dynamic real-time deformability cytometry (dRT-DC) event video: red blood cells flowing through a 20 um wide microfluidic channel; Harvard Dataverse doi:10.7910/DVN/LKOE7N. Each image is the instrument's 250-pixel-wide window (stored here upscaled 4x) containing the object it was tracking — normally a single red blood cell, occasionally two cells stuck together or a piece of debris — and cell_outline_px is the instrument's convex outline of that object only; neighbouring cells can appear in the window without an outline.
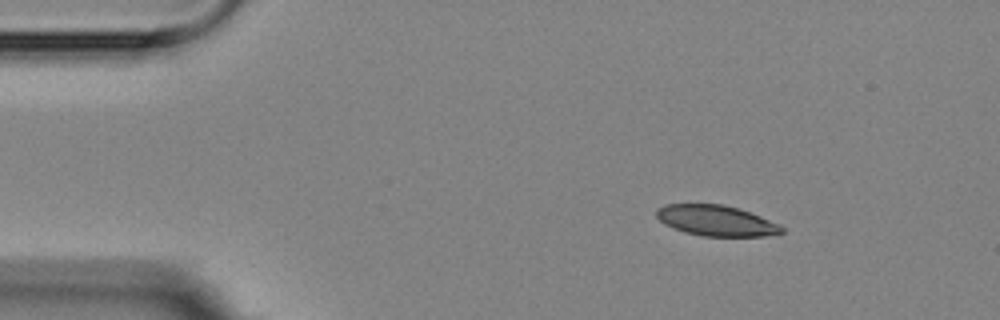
{"species": "Egyptian fruit bat (a non-hibernating species)", "species_latin": "Rousettus aegyptiacus", "temperature_condition": "room temperature", "stored_images_in_passage": 3, "camera_frame_rate_fps": 3000, "um_per_image_px": 0.085, "animal": {"sex": "female"}, "frame": {"image": 1, "passage_image": 1, "time_ms": 0.0, "image_size_px": [1000, 320], "cell_outline_px": [[784, 232], [764, 236], [704, 236], [684, 232], [672, 228], [664, 224], [656, 216], [656, 208], [664, 204], [724, 204], [740, 208], [780, 224], [784, 228]], "centroid_in_image_um": [60.86, 18.74], "position_along_channel_um": 24.1, "area_um2": 22.54}}
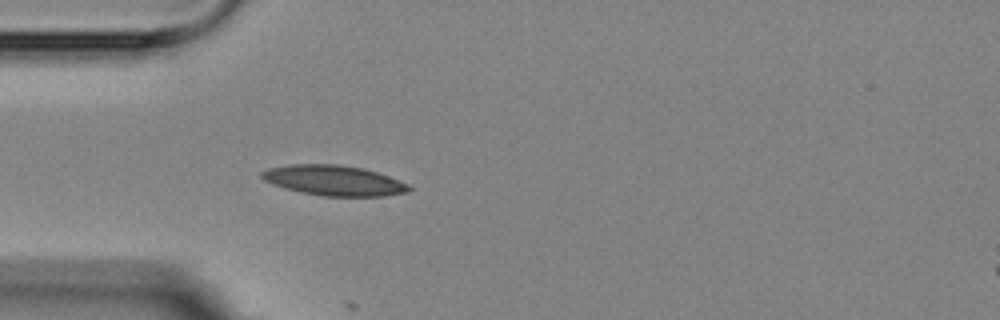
{"frame": {"image": 2, "passage_image": 3, "time_ms": 2.667, "image_size_px": [1000, 320], "cell_outline_px": [[412, 188], [408, 192], [384, 196], [320, 196], [300, 192], [272, 184], [264, 180], [260, 176], [260, 172], [268, 168], [288, 164], [340, 164], [364, 168], [388, 176], [408, 184]], "centroid_in_image_um": [28.35, 15.33], "position_along_channel_um": 56.6, "area_um2": 26.07}}